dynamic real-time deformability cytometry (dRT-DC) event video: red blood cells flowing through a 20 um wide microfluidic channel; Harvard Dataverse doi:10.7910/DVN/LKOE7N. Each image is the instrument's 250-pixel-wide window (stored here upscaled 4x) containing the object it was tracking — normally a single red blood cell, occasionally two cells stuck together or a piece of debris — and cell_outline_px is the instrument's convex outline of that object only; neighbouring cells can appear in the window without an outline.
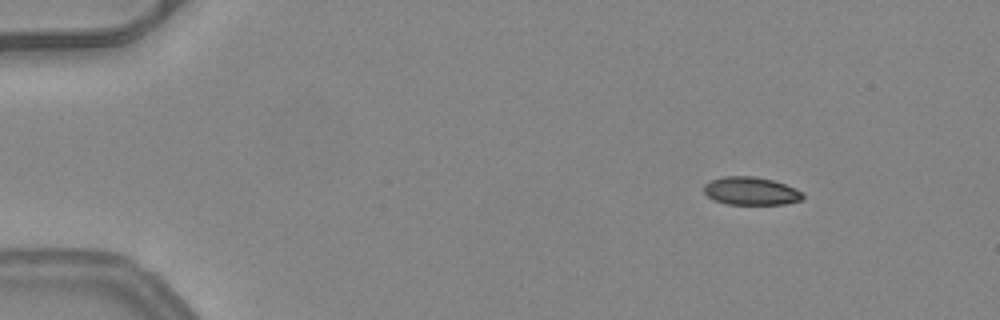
{"species": "common noctule bat (a hibernating species)", "species_latin": "Nyctalus noctula", "temperature_condition": "warm", "stored_images_in_passage": 45, "camera_frame_rate_fps": 3000, "um_per_image_px": 0.085, "animal": {"sex": "female", "body_mass_g": 24.6, "forearm_length_mm": 56.2}, "frame": {"image": 1, "passage_image": 1, "time_ms": 0.0, "image_size_px": [1000, 320], "cell_outline_px": [[804, 200], [784, 204], [728, 204], [716, 200], [708, 196], [704, 192], [704, 184], [712, 180], [724, 176], [756, 176], [772, 180], [796, 188], [804, 192]], "centroid_in_image_um": [63.88, 16.23], "position_along_channel_um": 21.1, "area_um2": 16.18}}
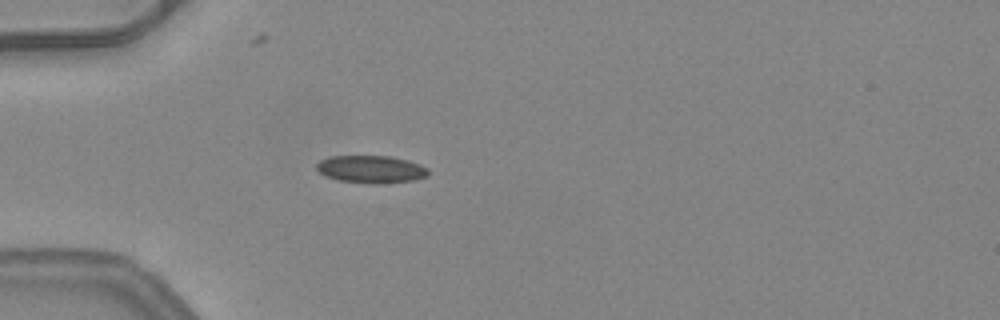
{"frame": {"image": 2, "passage_image": 10, "time_ms": 3.0, "image_size_px": [1000, 320], "cell_outline_px": [[428, 176], [416, 180], [376, 184], [372, 184], [340, 180], [328, 176], [320, 172], [316, 168], [316, 164], [320, 160], [328, 156], [388, 156], [408, 160], [420, 164], [428, 168]], "centroid_in_image_um": [31.57, 14.38], "position_along_channel_um": 53.4, "area_um2": 17.92}}
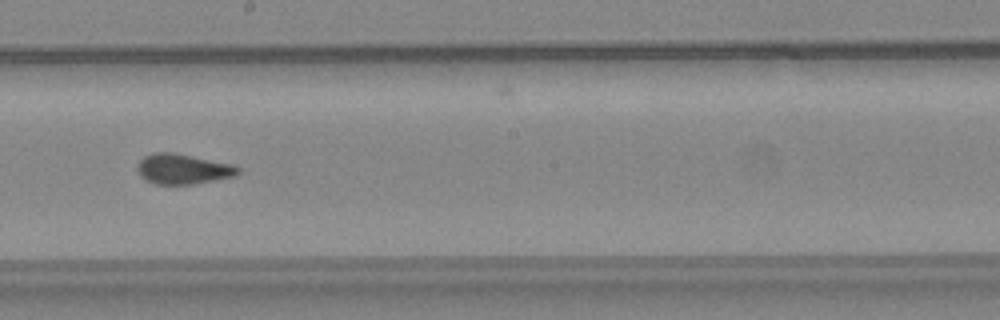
{"frame": {"image": 3, "passage_image": 24, "time_ms": 7.667, "image_size_px": [1000, 320], "cell_outline_px": [[240, 172], [236, 176], [216, 180], [192, 184], [156, 184], [144, 180], [140, 176], [136, 168], [140, 160], [144, 156], [156, 152], [172, 152], [232, 164], [240, 168]], "centroid_in_image_um": [15.54, 14.37], "position_along_channel_um": 232.7, "area_um2": 17.74}, "authors_computed_cell_mechanics": {"area_um2": 17.3978, "velocity_mm_per_s": 4.0792, "shape_relaxation_time_tau1_ms": null, "shape_relaxation_time_tau2_ms": 1.0305, "deformation_change_tau1": null, "deformation_change_tau2": 0.0471}}